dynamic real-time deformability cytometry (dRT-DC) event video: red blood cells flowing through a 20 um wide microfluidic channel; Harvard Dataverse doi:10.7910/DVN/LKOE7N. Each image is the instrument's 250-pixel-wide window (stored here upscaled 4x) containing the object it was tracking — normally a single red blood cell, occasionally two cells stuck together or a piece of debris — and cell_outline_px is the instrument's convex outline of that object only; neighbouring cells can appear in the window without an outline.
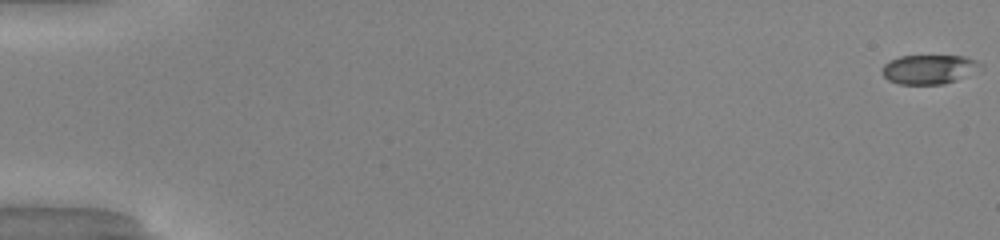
{"species": "common noctule bat (a hibernating species)", "species_latin": "Nyctalus noctula", "temperature_condition": "warm", "stored_images_in_passage": 52, "camera_frame_rate_fps": 3000, "um_per_image_px": 0.085, "animal": {"sex": "male", "body_mass_g": 20.0, "forearm_length_mm": 53.3}, "frame": {"image": 1, "passage_image": 1, "time_ms": 0.0, "image_size_px": [1000, 240], "cell_outline_px": [[984, 64], [956, 80], [944, 84], [900, 84], [888, 80], [880, 72], [880, 68], [888, 60], [900, 56], [964, 56], [976, 60]], "centroid_in_image_um": [78.87, 5.88], "position_along_channel_um": 6.1, "area_um2": 16.65}}
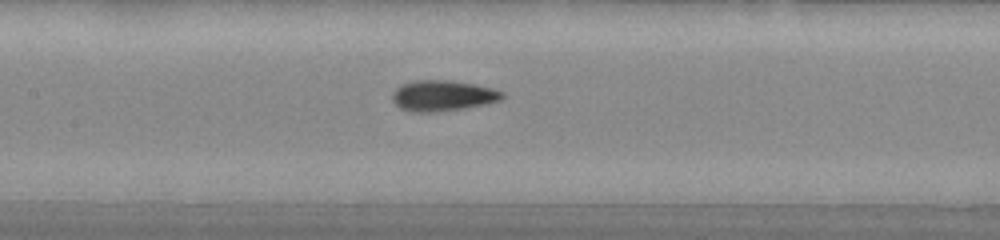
{"frame": {"image": 2, "passage_image": 26, "time_ms": 8.333, "image_size_px": [1000, 240], "cell_outline_px": [[504, 96], [500, 100], [484, 104], [460, 108], [432, 112], [420, 112], [400, 108], [392, 100], [392, 92], [400, 84], [412, 80], [448, 80], [476, 84], [496, 88], [504, 92]], "centroid_in_image_um": [37.63, 8.1], "position_along_channel_um": 169.8, "area_um2": 19.65}}
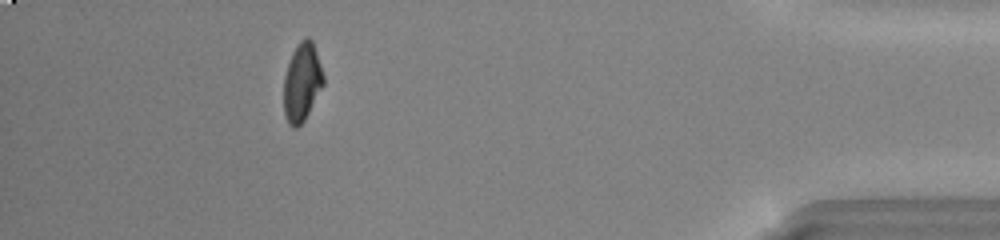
{"frame": {"image": 3, "passage_image": 47, "time_ms": 15.333, "image_size_px": [1000, 240], "cell_outline_px": [[324, 84], [304, 120], [296, 128], [292, 128], [288, 124], [284, 112], [284, 76], [292, 52], [300, 40], [308, 36], [312, 40], [324, 76]], "centroid_in_image_um": [25.66, 6.98], "position_along_channel_um": 409.5, "area_um2": 17.98}, "authors_computed_cell_mechanics": {"area_um2": 18.3226, "velocity_mm_per_s": 4.1363, "shape_relaxation_time_tau1_ms": 5.8843, "shape_relaxation_time_tau2_ms": null, "deformation_change_tau1": 0.1939, "deformation_change_tau2": null}}